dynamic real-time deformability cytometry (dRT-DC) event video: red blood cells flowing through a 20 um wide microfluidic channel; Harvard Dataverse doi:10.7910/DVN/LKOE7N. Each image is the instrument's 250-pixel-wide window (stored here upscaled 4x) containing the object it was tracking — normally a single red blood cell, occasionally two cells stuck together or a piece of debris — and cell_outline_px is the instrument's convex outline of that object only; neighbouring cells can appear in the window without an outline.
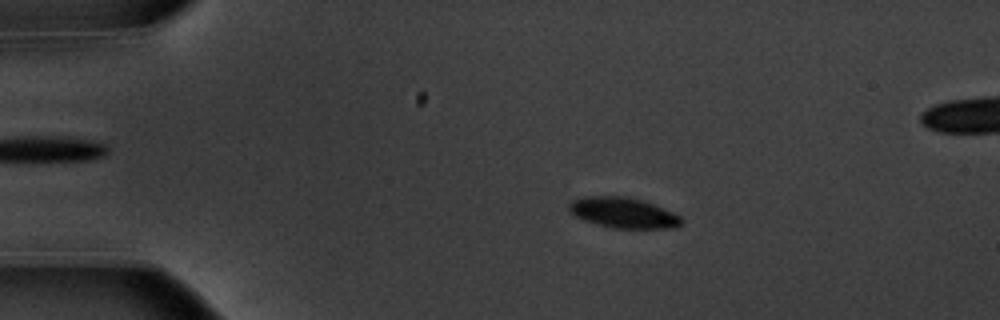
{"species": "common noctule bat (a hibernating species)", "species_latin": "Nyctalus noctula", "temperature_condition": "warm", "stored_images_in_passage": 56, "camera_frame_rate_fps": 3000, "um_per_image_px": 0.085, "animal": {"sex": "male", "body_mass_g": 20.1, "forearm_length_mm": 53.5}, "frame": {"image": 1, "passage_image": 11, "time_ms": 3.333, "image_size_px": [1000, 320], "cell_outline_px": [[684, 220], [676, 228], [612, 228], [596, 224], [584, 220], [568, 212], [568, 204], [572, 200], [584, 196], [628, 196], [652, 204], [672, 212], [680, 216]], "centroid_in_image_um": [52.94, 18.08], "position_along_channel_um": 32.1, "area_um2": 20.0}}
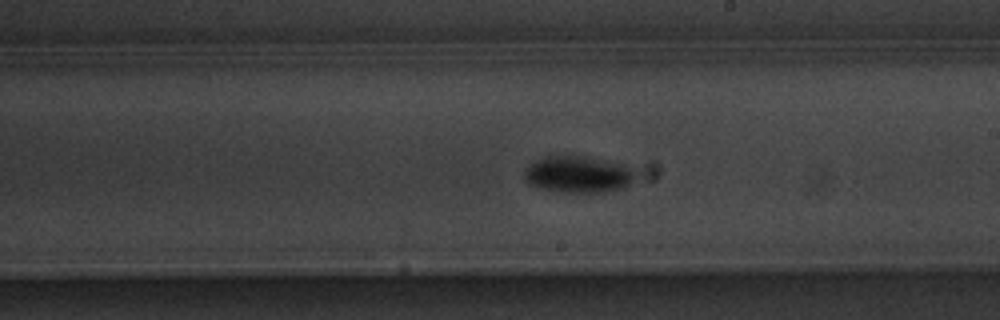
{"frame": {"image": 2, "passage_image": 32, "time_ms": 10.333, "image_size_px": [1000, 320], "cell_outline_px": [[632, 180], [624, 188], [604, 192], [560, 192], [536, 188], [528, 184], [524, 180], [524, 172], [536, 160], [548, 156], [568, 152], [572, 152], [624, 164], [632, 168]], "centroid_in_image_um": [49.09, 14.78], "position_along_channel_um": 239.9, "area_um2": 24.39}}
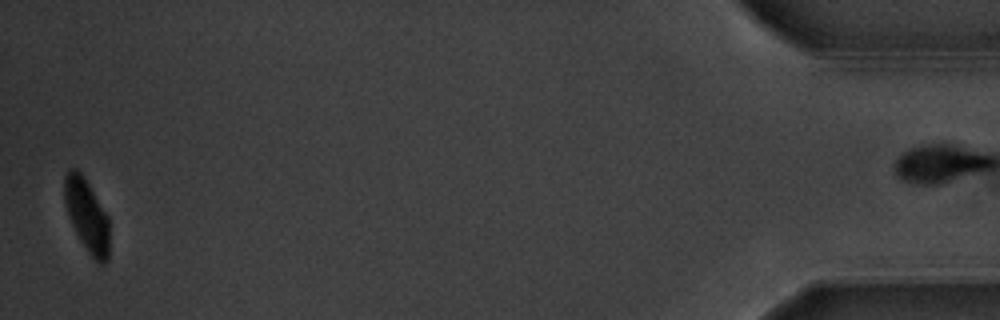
{"frame": {"image": 3, "passage_image": 54, "time_ms": 17.667, "image_size_px": [1000, 320], "cell_outline_px": [[108, 260], [104, 264], [100, 264], [88, 252], [80, 240], [68, 216], [64, 200], [64, 176], [68, 168], [76, 168], [80, 172], [88, 184], [108, 216]], "centroid_in_image_um": [7.36, 18.29], "position_along_channel_um": 427.8, "area_um2": 18.79}}